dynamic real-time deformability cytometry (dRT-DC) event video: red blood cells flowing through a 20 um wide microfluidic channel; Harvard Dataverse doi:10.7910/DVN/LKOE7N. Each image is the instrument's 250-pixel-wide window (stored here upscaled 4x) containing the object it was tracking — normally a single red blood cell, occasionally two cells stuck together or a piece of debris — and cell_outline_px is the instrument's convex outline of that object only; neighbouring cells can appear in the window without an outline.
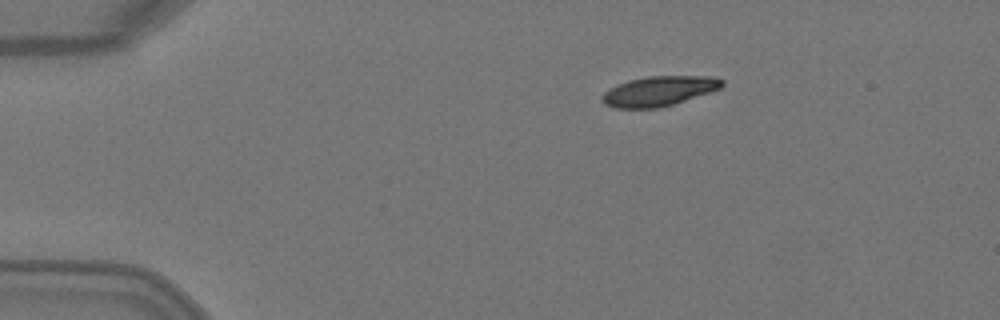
{"species": "Egyptian fruit bat (a non-hibernating species)", "species_latin": "Rousettus aegyptiacus", "temperature_condition": "warm", "stored_images_in_passage": 5, "camera_frame_rate_fps": 3000, "um_per_image_px": 0.085, "animal": {"sex": "female"}, "frame": {"image": 1, "passage_image": 5, "time_ms": 1.333, "image_size_px": [1000, 320], "cell_outline_px": [[724, 84], [720, 88], [672, 104], [656, 108], [616, 108], [604, 104], [600, 96], [604, 92], [616, 84], [628, 80], [648, 76], [712, 76], [724, 80]], "centroid_in_image_um": [55.96, 7.73], "position_along_channel_um": 29.0, "area_um2": 20.69}}